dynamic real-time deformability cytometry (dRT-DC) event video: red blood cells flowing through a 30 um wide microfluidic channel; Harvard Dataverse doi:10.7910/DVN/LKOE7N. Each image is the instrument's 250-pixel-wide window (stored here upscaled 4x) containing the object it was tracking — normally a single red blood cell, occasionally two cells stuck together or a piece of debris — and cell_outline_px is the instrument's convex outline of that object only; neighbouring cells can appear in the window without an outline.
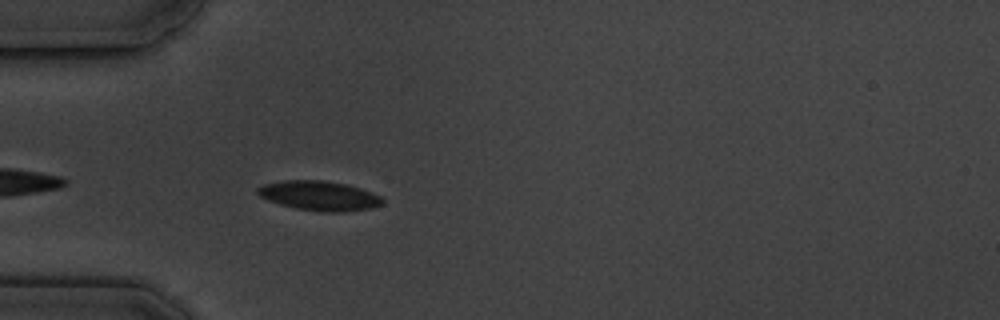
{"species": "common noctule bat (a hibernating species)", "species_latin": "Nyctalus noctula", "temperature_condition": "cold", "stored_images_in_passage": 6, "camera_frame_rate_fps": 3000, "um_per_image_px": 0.085, "animal": {"sex": "male", "body_mass_g": 19.5, "forearm_length_mm": 54.6}, "frame": {"image": 1, "passage_image": 6, "time_ms": 5.667, "image_size_px": [1000, 320], "cell_outline_px": [[384, 204], [372, 208], [344, 212], [320, 212], [296, 208], [280, 204], [268, 200], [260, 196], [256, 192], [256, 188], [264, 184], [284, 180], [320, 180], [344, 184], [360, 188], [372, 192], [380, 196], [384, 200]], "centroid_in_image_um": [27.15, 16.64], "position_along_channel_um": 57.8, "area_um2": 21.56}}